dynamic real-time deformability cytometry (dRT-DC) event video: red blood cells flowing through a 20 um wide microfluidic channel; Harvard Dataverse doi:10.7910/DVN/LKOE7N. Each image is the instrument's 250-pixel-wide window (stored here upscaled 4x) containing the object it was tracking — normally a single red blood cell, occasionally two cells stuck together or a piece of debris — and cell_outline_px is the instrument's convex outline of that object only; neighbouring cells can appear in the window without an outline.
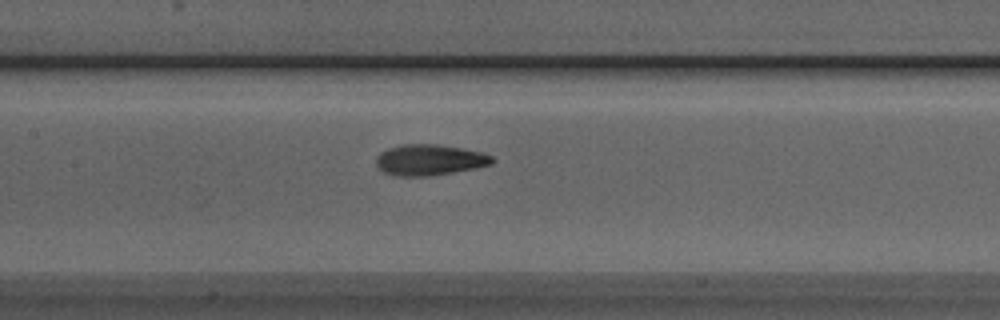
{"species": "Egyptian fruit bat (a non-hibernating species)", "species_latin": "Rousettus aegyptiacus", "temperature_condition": "room temperature", "stored_images_in_passage": 36, "camera_frame_rate_fps": 3000, "um_per_image_px": 0.085, "animal": {"sex": "male"}, "frame": {"image": 1, "passage_image": 9, "time_ms": 2.667, "image_size_px": [1000, 320], "cell_outline_px": [[496, 160], [492, 164], [476, 168], [428, 176], [392, 176], [376, 168], [376, 156], [380, 152], [388, 148], [404, 144], [436, 144], [460, 148], [480, 152], [492, 156]], "centroid_in_image_um": [36.47, 13.6], "position_along_channel_um": 170.9, "area_um2": 20.98}}
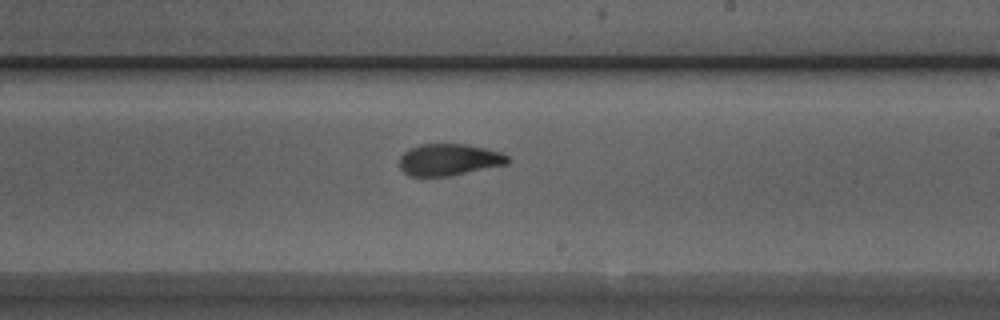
{"frame": {"image": 2, "passage_image": 15, "time_ms": 4.667, "image_size_px": [1000, 320], "cell_outline_px": [[508, 164], [448, 176], [408, 176], [400, 168], [400, 156], [408, 148], [420, 144], [468, 144], [488, 148], [500, 152], [508, 156]], "centroid_in_image_um": [38.15, 13.56], "position_along_channel_um": 250.8, "area_um2": 20.11}}
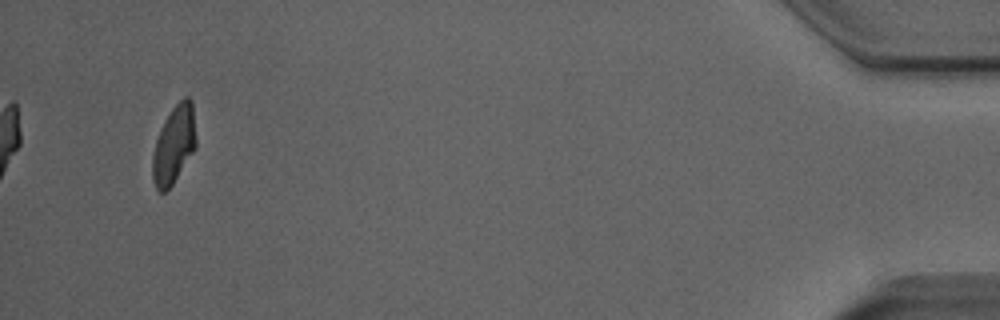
{"frame": {"image": 3, "passage_image": 34, "time_ms": 11.0, "image_size_px": [1000, 320], "cell_outline_px": [[196, 148], [172, 184], [164, 192], [160, 192], [156, 188], [152, 180], [152, 156], [156, 140], [164, 120], [172, 108], [184, 96], [188, 96], [192, 100], [196, 140]], "centroid_in_image_um": [14.78, 12.28], "position_along_channel_um": 420.4, "area_um2": 19.71}, "authors_computed_cell_mechanics": {"area_um2": 20.4034, "velocity_mm_per_s": 4.0189, "shape_relaxation_time_tau1_ms": 6.7157, "shape_relaxation_time_tau2_ms": 1.4226, "deformation_change_tau1": 0.203, "deformation_change_tau2": 0.0802}}